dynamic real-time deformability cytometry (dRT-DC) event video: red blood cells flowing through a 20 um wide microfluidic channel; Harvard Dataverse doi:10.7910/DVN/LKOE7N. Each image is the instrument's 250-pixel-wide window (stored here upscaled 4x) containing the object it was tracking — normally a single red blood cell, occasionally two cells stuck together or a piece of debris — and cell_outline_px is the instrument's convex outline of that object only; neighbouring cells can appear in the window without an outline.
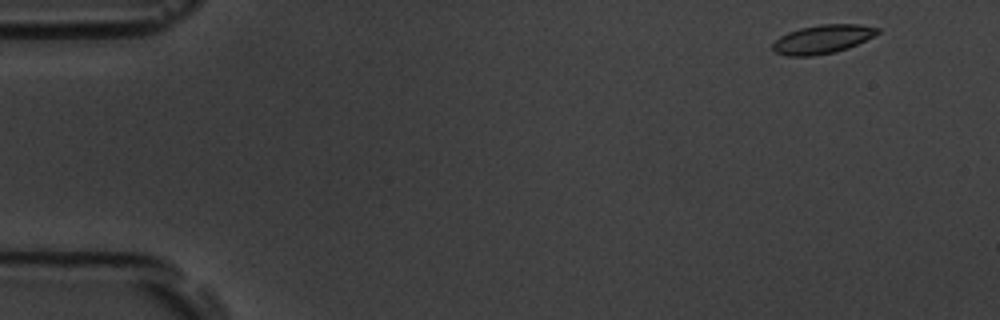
{"species": "common noctule bat (a hibernating species)", "species_latin": "Nyctalus noctula", "temperature_condition": "room temperature", "stored_images_in_passage": 52, "camera_frame_rate_fps": 3000, "um_per_image_px": 0.085, "animal": {"sex": "male", "body_mass_g": 19.5, "forearm_length_mm": 54.6}, "frame": {"image": 1, "passage_image": 1, "time_ms": 0.0, "image_size_px": [1000, 320], "cell_outline_px": [[880, 32], [848, 48], [836, 52], [812, 56], [788, 56], [776, 52], [772, 48], [772, 44], [780, 36], [788, 32], [800, 28], [820, 24], [860, 24], [880, 28]], "centroid_in_image_um": [69.9, 3.33], "position_along_channel_um": 15.1, "area_um2": 17.46}}
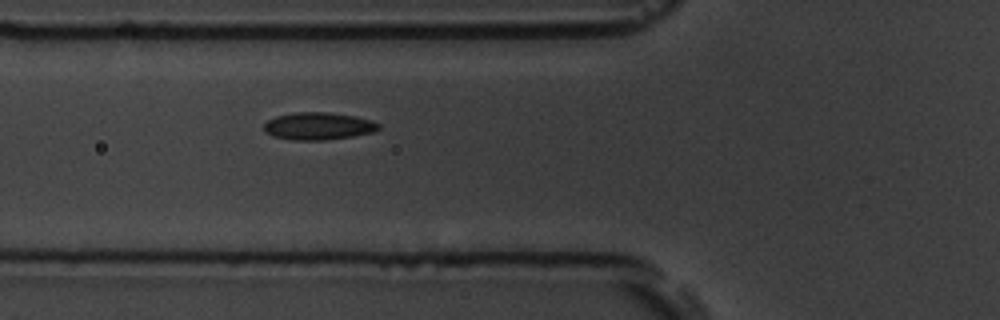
{"frame": {"image": 2, "passage_image": 17, "time_ms": 5.333, "image_size_px": [1000, 320], "cell_outline_px": [[380, 128], [376, 132], [352, 136], [324, 140], [292, 140], [272, 136], [264, 132], [264, 124], [268, 120], [276, 116], [296, 112], [328, 112], [356, 116], [372, 120], [380, 124]], "centroid_in_image_um": [27.07, 10.72], "position_along_channel_um": 98.7, "area_um2": 18.5}}
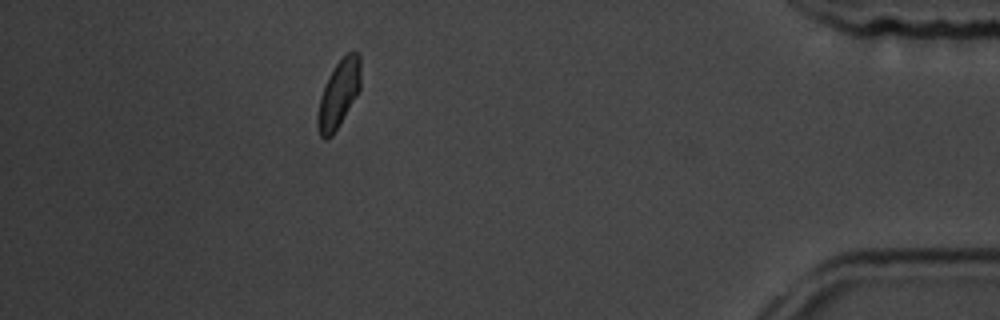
{"frame": {"image": 3, "passage_image": 46, "time_ms": 15.0, "image_size_px": [1000, 320], "cell_outline_px": [[360, 88], [356, 96], [340, 124], [332, 136], [324, 140], [320, 136], [316, 124], [316, 116], [320, 96], [324, 84], [328, 76], [336, 64], [348, 52], [356, 52], [360, 56]], "centroid_in_image_um": [28.76, 8.02], "position_along_channel_um": 406.4, "area_um2": 16.99}, "authors_computed_cell_mechanics": {"area_um2": 17.629, "velocity_mm_per_s": 3.7063, "shape_relaxation_time_tau1_ms": 2.6811, "shape_relaxation_time_tau2_ms": 2.2877, "deformation_change_tau1": 0.0839, "deformation_change_tau2": 0.0846}}